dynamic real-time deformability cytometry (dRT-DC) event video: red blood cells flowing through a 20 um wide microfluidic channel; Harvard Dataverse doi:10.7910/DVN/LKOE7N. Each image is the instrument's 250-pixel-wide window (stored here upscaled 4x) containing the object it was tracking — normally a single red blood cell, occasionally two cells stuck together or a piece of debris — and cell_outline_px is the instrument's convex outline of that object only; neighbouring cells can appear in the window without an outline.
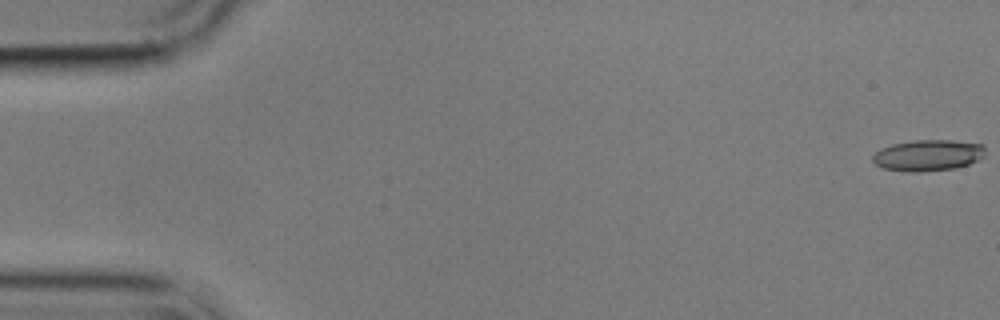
{"species": "common noctule bat (a hibernating species)", "species_latin": "Nyctalus noctula", "temperature_condition": "cold", "stored_images_in_passage": 56, "camera_frame_rate_fps": 3000, "um_per_image_px": 0.085, "animal": {"sex": "male", "body_mass_g": 17.9}, "frame": {"image": 1, "passage_image": 1, "time_ms": 0.0, "image_size_px": [1000, 320], "cell_outline_px": [[984, 156], [968, 164], [952, 168], [916, 172], [908, 172], [884, 168], [876, 164], [872, 160], [872, 156], [880, 148], [892, 144], [912, 140], [952, 140], [984, 144]], "centroid_in_image_um": [78.86, 13.18], "position_along_channel_um": 6.1, "area_um2": 20.35}}
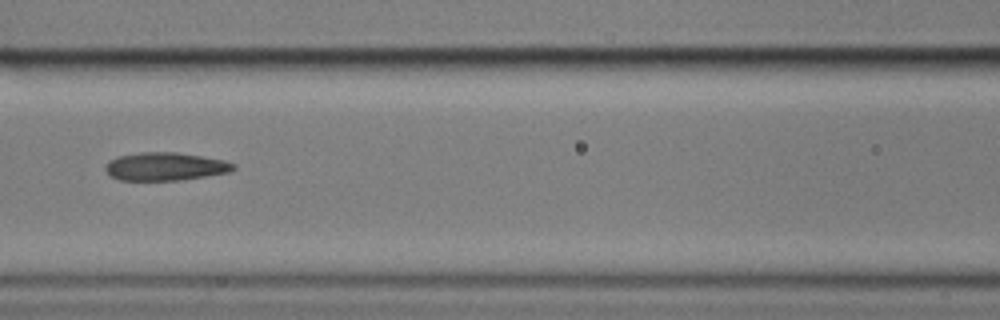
{"frame": {"image": 2, "passage_image": 25, "time_ms": 8.0, "image_size_px": [1000, 320], "cell_outline_px": [[236, 168], [228, 172], [184, 180], [120, 180], [112, 176], [104, 168], [108, 160], [120, 156], [140, 152], [176, 152], [224, 160], [236, 164]], "centroid_in_image_um": [14.06, 14.15], "position_along_channel_um": 152.5, "area_um2": 20.87}}
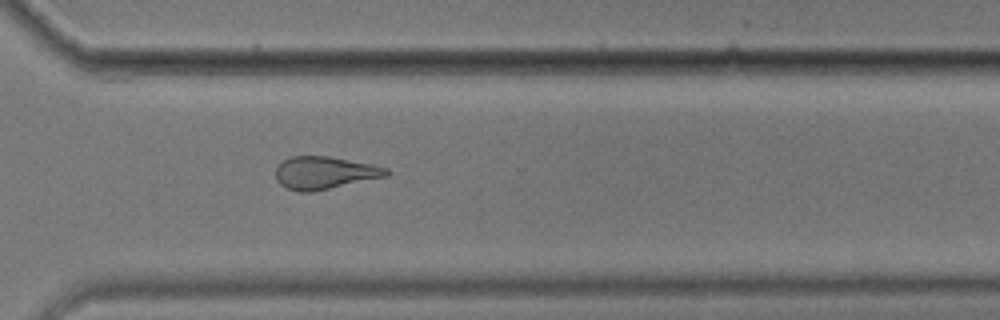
{"frame": {"image": 3, "passage_image": 41, "time_ms": 13.333, "image_size_px": [1000, 320], "cell_outline_px": [[392, 172], [388, 176], [312, 192], [300, 192], [288, 188], [280, 184], [276, 180], [276, 168], [284, 160], [292, 156], [328, 156], [372, 164], [388, 168]], "centroid_in_image_um": [27.62, 14.69], "position_along_channel_um": 343.0, "area_um2": 21.04}}